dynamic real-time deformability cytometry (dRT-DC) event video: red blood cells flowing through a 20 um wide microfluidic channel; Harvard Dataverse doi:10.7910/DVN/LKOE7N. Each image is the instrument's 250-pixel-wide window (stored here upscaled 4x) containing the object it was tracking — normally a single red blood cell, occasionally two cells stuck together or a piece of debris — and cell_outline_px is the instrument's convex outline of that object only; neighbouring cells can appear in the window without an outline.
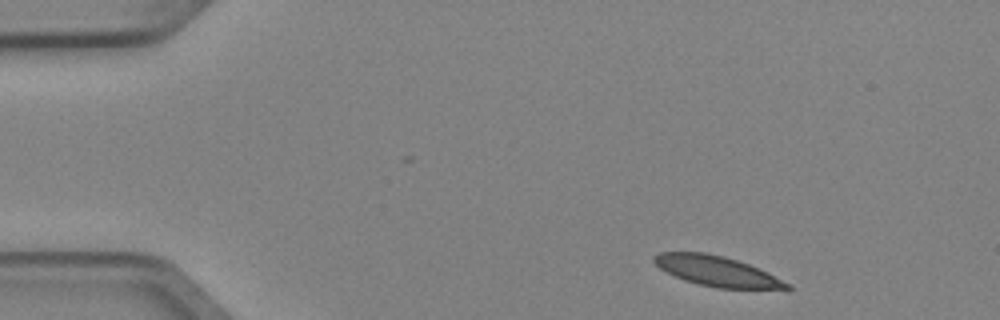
{"species": "Egyptian fruit bat (a non-hibernating species)", "species_latin": "Rousettus aegyptiacus", "temperature_condition": "cold", "stored_images_in_passage": 4, "segment_of_instrument_passage": [1, 2], "camera_frame_rate_fps": 3000, "um_per_image_px": 0.085, "animal": {"sex": "female"}, "frame": {"image": 1, "passage_image": 1, "time_ms": 0.0, "image_size_px": [1000, 320], "cell_outline_px": [[792, 288], [788, 292], [716, 288], [684, 280], [660, 268], [652, 260], [652, 256], [660, 252], [704, 252], [724, 256], [748, 264], [768, 272], [792, 284]], "centroid_in_image_um": [61.11, 23.1], "position_along_channel_um": 23.9, "area_um2": 24.16}}